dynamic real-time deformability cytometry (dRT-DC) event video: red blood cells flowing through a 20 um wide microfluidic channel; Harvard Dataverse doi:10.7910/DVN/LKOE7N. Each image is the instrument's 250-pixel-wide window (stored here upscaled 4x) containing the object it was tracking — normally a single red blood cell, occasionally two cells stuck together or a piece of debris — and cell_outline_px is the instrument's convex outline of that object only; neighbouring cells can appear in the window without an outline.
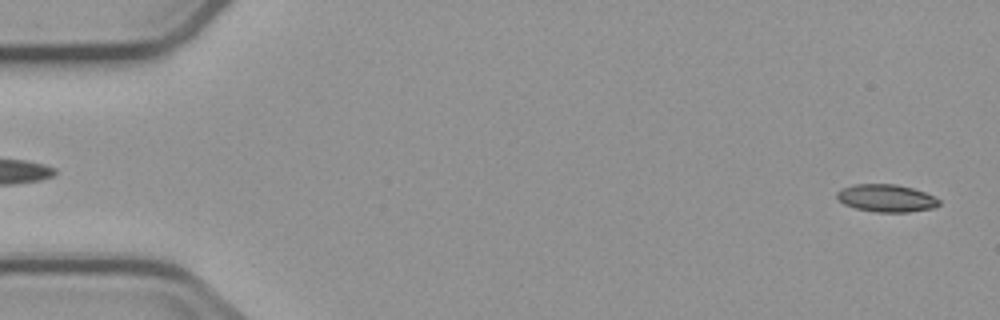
{"species": "common noctule bat (a hibernating species)", "species_latin": "Nyctalus noctula", "temperature_condition": "cold", "stored_images_in_passage": 5, "camera_frame_rate_fps": 3000, "um_per_image_px": 0.085, "animal": {"sex": "male", "body_mass_g": 23.1, "forearm_length_mm": 52.7}, "frame": {"image": 1, "passage_image": 5, "time_ms": 5.667, "image_size_px": [1000, 320], "cell_outline_px": [[940, 204], [936, 208], [908, 212], [876, 212], [856, 208], [844, 204], [836, 196], [836, 192], [840, 188], [852, 184], [896, 184], [912, 188], [924, 192], [940, 200]], "centroid_in_image_um": [75.33, 16.84], "position_along_channel_um": 9.7, "area_um2": 16.47}}